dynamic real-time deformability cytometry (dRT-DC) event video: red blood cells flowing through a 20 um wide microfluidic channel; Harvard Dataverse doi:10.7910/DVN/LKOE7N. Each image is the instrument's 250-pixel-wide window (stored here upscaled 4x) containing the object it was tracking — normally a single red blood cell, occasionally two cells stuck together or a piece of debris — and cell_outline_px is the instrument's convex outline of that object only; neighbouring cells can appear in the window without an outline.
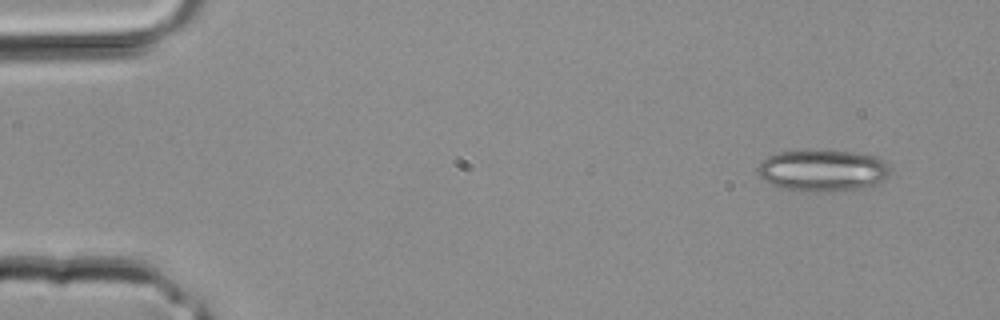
{"species": "common noctule bat (a hibernating species)", "species_latin": "Nyctalus noctula", "temperature_condition": "room temperature", "stored_images_in_passage": 3, "camera_frame_rate_fps": 3000, "um_per_image_px": 0.085, "animal": {"sex": "male", "body_mass_g": 20.4}, "frame": {"image": 1, "passage_image": 1, "time_ms": 0.0, "image_size_px": [1000, 320], "cell_outline_px": [[892, 168], [888, 176], [884, 180], [876, 184], [864, 188], [824, 192], [780, 188], [764, 180], [756, 172], [756, 168], [768, 156], [780, 152], [800, 148], [820, 148], [852, 152], [876, 156], [884, 160]], "centroid_in_image_um": [69.94, 14.45], "position_along_channel_um": 15.1, "area_um2": 33.06}}